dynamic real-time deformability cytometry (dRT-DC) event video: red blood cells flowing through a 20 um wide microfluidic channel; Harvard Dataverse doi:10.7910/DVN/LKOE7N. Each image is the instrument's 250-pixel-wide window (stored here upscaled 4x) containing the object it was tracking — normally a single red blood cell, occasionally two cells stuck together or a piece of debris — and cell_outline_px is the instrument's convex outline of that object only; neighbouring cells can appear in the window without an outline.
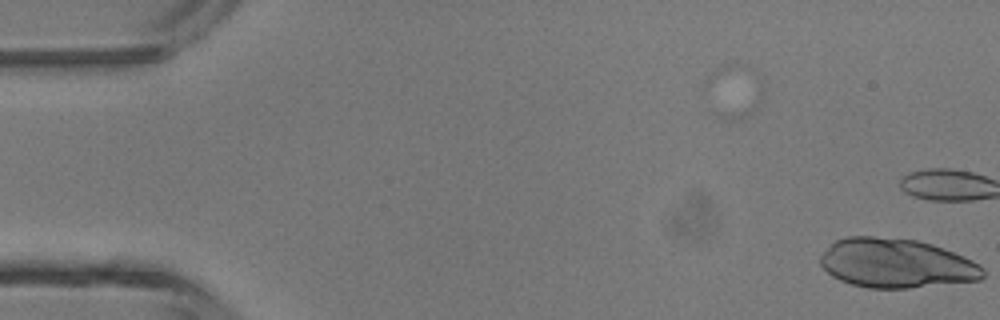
{"species": "common noctule bat (a hibernating species)", "species_latin": "Nyctalus noctula", "temperature_condition": "room temperature", "stored_images_in_passage": 6, "segment_of_instrument_passage": [1, 2], "camera_frame_rate_fps": 3000, "um_per_image_px": 0.085, "animal": {"sex": "male", "body_mass_g": 13.3}, "frame": {"image": 1, "passage_image": 2, "time_ms": 0.333, "image_size_px": [1000, 320], "cell_outline_px": [[764, 92], [760, 96], [704, 92], [700, 88], [704, 80], [716, 68], [724, 64], [740, 64], [764, 76]], "centroid_in_image_um": [62.41, 6.89], "position_along_channel_um": 22.6, "area_um2": 11.16}}